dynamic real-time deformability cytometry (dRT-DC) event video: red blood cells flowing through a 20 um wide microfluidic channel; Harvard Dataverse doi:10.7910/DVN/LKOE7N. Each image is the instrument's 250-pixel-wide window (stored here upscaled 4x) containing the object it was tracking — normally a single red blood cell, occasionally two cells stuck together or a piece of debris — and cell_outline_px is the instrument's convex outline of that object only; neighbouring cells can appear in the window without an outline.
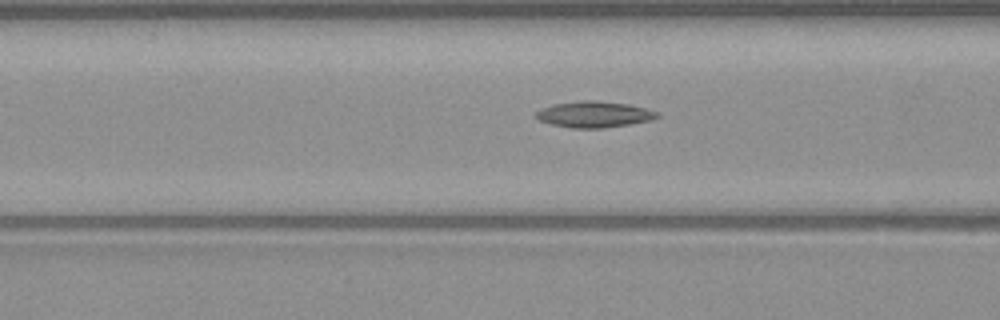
{"species": "common noctule bat (a hibernating species)", "species_latin": "Nyctalus noctula", "temperature_condition": "warm", "stored_images_in_passage": 51, "camera_frame_rate_fps": 3000, "um_per_image_px": 0.085, "animal": {"sex": "male", "body_mass_g": 23.1, "forearm_length_mm": 52.7}, "frame": {"image": 1, "passage_image": 20, "time_ms": 6.333, "image_size_px": [1000, 320], "cell_outline_px": [[660, 116], [652, 120], [604, 128], [572, 128], [552, 124], [540, 120], [532, 116], [536, 112], [552, 104], [584, 100], [592, 100], [628, 104], [660, 112]], "centroid_in_image_um": [50.51, 9.72], "position_along_channel_um": 116.1, "area_um2": 18.38}}
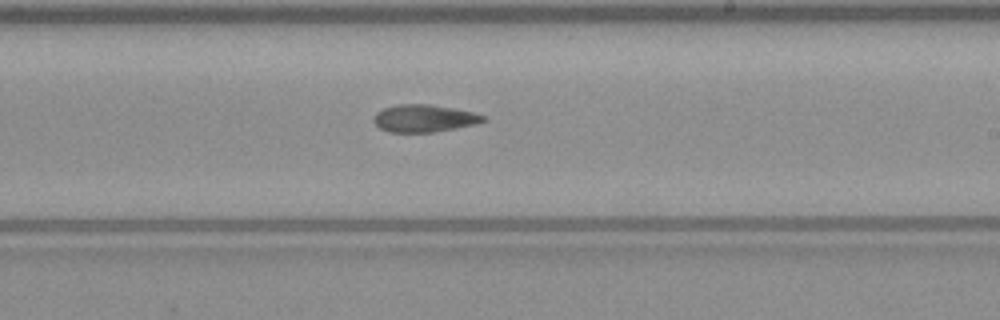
{"frame": {"image": 2, "passage_image": 30, "time_ms": 9.667, "image_size_px": [1000, 320], "cell_outline_px": [[488, 120], [476, 124], [436, 132], [388, 132], [380, 128], [372, 120], [376, 112], [384, 108], [400, 104], [428, 104], [452, 108], [472, 112], [484, 116]], "centroid_in_image_um": [36.04, 10.06], "position_along_channel_um": 253.0, "area_um2": 17.46}}
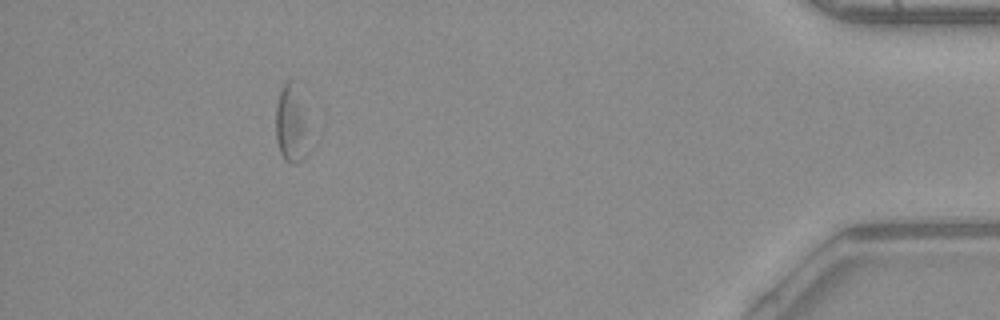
{"frame": {"image": 3, "passage_image": 46, "time_ms": 15.0, "image_size_px": [1000, 320], "cell_outline_px": [[324, 132], [308, 156], [296, 164], [292, 164], [284, 160], [280, 152], [276, 140], [276, 104], [280, 92], [284, 84], [288, 80], [292, 80], [324, 124]], "centroid_in_image_um": [25.17, 10.59], "position_along_channel_um": 410.0, "area_um2": 19.71}}